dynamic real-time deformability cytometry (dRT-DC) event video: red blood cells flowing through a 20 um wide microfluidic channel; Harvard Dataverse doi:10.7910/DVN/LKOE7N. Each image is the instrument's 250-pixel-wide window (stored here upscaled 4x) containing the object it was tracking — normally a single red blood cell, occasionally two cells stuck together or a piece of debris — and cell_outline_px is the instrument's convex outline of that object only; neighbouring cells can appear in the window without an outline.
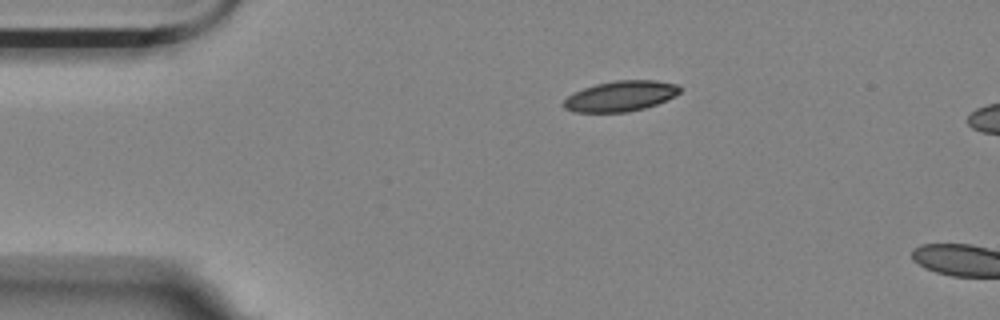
{"species": "Egyptian fruit bat (a non-hibernating species)", "species_latin": "Rousettus aegyptiacus", "temperature_condition": "room temperature", "stored_images_in_passage": 2, "camera_frame_rate_fps": 3000, "um_per_image_px": 0.085, "animal": {"sex": "female"}, "frame": {"image": 1, "passage_image": 2, "time_ms": 2.0, "image_size_px": [1000, 320], "cell_outline_px": [[680, 92], [676, 96], [656, 104], [644, 108], [624, 112], [572, 112], [564, 108], [560, 104], [568, 96], [584, 88], [596, 84], [616, 80], [656, 80], [676, 84], [680, 88]], "centroid_in_image_um": [52.73, 8.17], "position_along_channel_um": 32.3, "area_um2": 20.58}}